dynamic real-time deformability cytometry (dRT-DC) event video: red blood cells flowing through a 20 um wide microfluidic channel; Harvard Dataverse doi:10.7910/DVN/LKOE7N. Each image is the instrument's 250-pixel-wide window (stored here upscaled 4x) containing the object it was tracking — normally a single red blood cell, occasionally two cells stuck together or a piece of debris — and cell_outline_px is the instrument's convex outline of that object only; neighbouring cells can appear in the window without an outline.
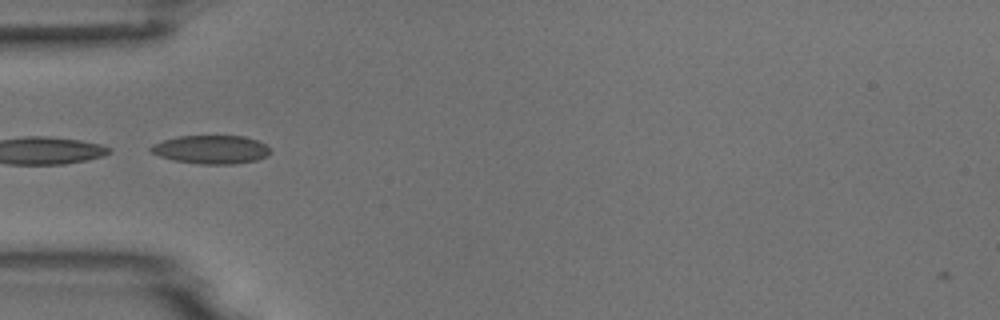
{"species": "common noctule bat (a hibernating species)", "species_latin": "Nyctalus noctula", "temperature_condition": "room temperature", "stored_images_in_passage": 8, "camera_frame_rate_fps": 3000, "um_per_image_px": 0.085, "animal": {"sex": "male", "body_mass_g": 18.8}, "frame": {"image": 1, "passage_image": 1, "time_ms": 0.0, "image_size_px": [1000, 320], "cell_outline_px": [[272, 152], [268, 156], [256, 160], [236, 164], [200, 164], [172, 160], [148, 152], [148, 148], [152, 144], [176, 136], [244, 136], [256, 140], [264, 144]], "centroid_in_image_um": [17.91, 12.71], "position_along_channel_um": 67.1, "area_um2": 20.0}}